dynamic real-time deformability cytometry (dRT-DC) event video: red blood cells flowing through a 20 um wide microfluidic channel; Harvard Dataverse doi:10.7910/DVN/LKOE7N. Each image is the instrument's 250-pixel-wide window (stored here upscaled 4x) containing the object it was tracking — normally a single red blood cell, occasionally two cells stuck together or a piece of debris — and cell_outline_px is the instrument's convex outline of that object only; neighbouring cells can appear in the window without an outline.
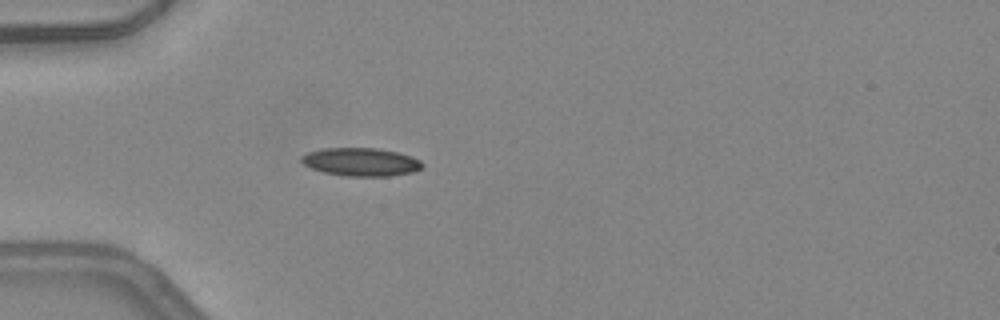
{"species": "common noctule bat (a hibernating species)", "species_latin": "Nyctalus noctula", "temperature_condition": "warm", "stored_images_in_passage": 49, "camera_frame_rate_fps": 3000, "um_per_image_px": 0.085, "animal": {"sex": "female", "body_mass_g": 24.6, "forearm_length_mm": 56.2}, "frame": {"image": 1, "passage_image": 15, "time_ms": 4.667, "image_size_px": [1000, 320], "cell_outline_px": [[424, 164], [420, 168], [412, 172], [388, 176], [344, 176], [324, 172], [312, 168], [304, 164], [300, 160], [300, 156], [308, 152], [324, 148], [376, 148], [396, 152], [412, 156], [420, 160]], "centroid_in_image_um": [30.66, 13.76], "position_along_channel_um": 54.3, "area_um2": 19.77}}
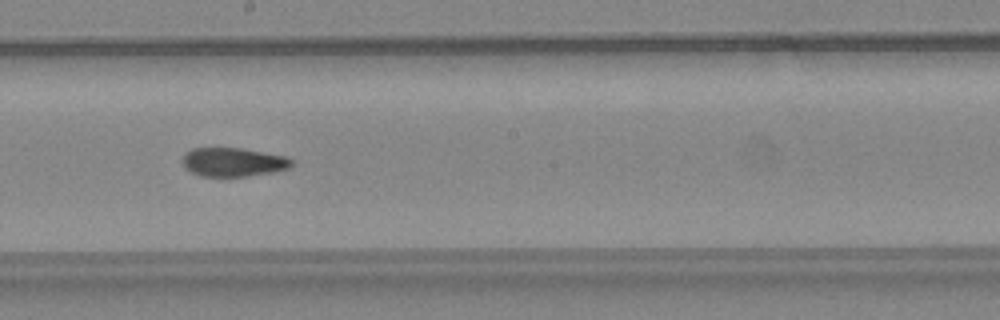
{"frame": {"image": 2, "passage_image": 28, "time_ms": 9.0, "image_size_px": [1000, 320], "cell_outline_px": [[292, 164], [288, 168], [272, 172], [248, 176], [200, 176], [184, 168], [184, 152], [192, 148], [240, 148], [288, 156], [292, 160]], "centroid_in_image_um": [19.82, 13.77], "position_along_channel_um": 228.4, "area_um2": 18.26}, "authors_computed_cell_mechanics": {"area_um2": 18.9006, "velocity_mm_per_s": 4.2501, "shape_relaxation_time_tau1_ms": null, "shape_relaxation_time_tau2_ms": 1.9688, "deformation_change_tau1": null, "deformation_change_tau2": 0.0816}}